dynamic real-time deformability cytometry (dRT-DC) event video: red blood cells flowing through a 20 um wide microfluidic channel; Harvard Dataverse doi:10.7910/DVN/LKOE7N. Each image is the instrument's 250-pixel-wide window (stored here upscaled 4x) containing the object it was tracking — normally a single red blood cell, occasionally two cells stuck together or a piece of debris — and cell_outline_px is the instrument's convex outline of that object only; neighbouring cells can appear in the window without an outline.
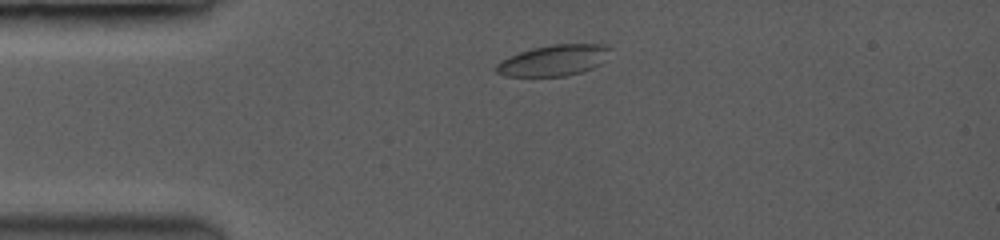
{"species": "common noctule bat (a hibernating species)", "species_latin": "Nyctalus noctula", "temperature_condition": "room temperature", "stored_images_in_passage": 34, "camera_frame_rate_fps": 3500, "um_per_image_px": 0.085, "animal": {"sex": "female", "body_mass_g": 19.0, "forearm_length_mm": 53.3}, "frame": {"image": 1, "passage_image": 1, "time_ms": 0.0, "image_size_px": [1000, 240], "cell_outline_px": [[608, 48], [596, 64], [592, 68], [580, 72], [564, 76], [508, 76], [496, 72], [496, 64], [520, 52], [552, 44], [596, 44]], "centroid_in_image_um": [46.95, 5.15], "position_along_channel_um": 38.0, "area_um2": 19.42}}
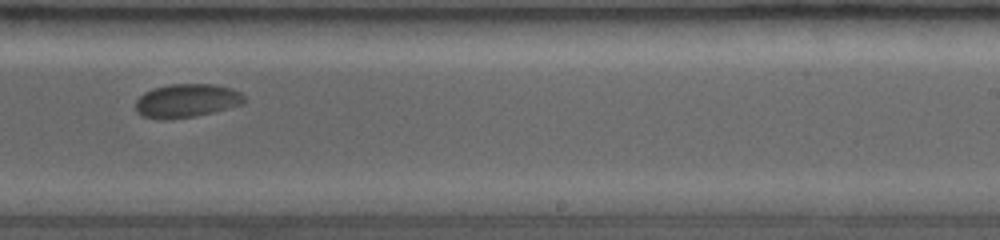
{"frame": {"image": 2, "passage_image": 19, "time_ms": 6.857, "image_size_px": [1000, 240], "cell_outline_px": [[244, 100], [240, 104], [212, 112], [192, 116], [144, 116], [136, 112], [136, 100], [144, 92], [152, 88], [168, 84], [212, 84], [228, 88], [240, 92], [244, 96]], "centroid_in_image_um": [15.86, 8.5], "position_along_channel_um": 273.1, "area_um2": 20.23}}
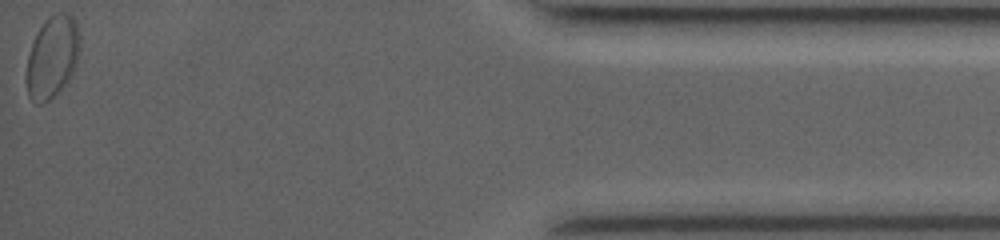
{"frame": {"image": 3, "passage_image": 34, "time_ms": 12.571, "image_size_px": [1000, 240], "cell_outline_px": [[80, 48], [76, 64], [68, 80], [44, 104], [40, 104], [32, 100], [28, 96], [28, 56], [36, 32], [44, 20], [48, 16], [56, 12], [68, 12], [72, 16], [76, 24], [80, 36]], "centroid_in_image_um": [4.47, 4.77], "position_along_channel_um": 430.7, "area_um2": 25.2}, "authors_computed_cell_mechanics": {"area_um2": 20.7502, "velocity_mm_per_s": 3.9052, "shape_relaxation_time_tau1_ms": 1.7183, "shape_relaxation_time_tau2_ms": null, "deformation_change_tau1": 0.0534, "deformation_change_tau2": null}}